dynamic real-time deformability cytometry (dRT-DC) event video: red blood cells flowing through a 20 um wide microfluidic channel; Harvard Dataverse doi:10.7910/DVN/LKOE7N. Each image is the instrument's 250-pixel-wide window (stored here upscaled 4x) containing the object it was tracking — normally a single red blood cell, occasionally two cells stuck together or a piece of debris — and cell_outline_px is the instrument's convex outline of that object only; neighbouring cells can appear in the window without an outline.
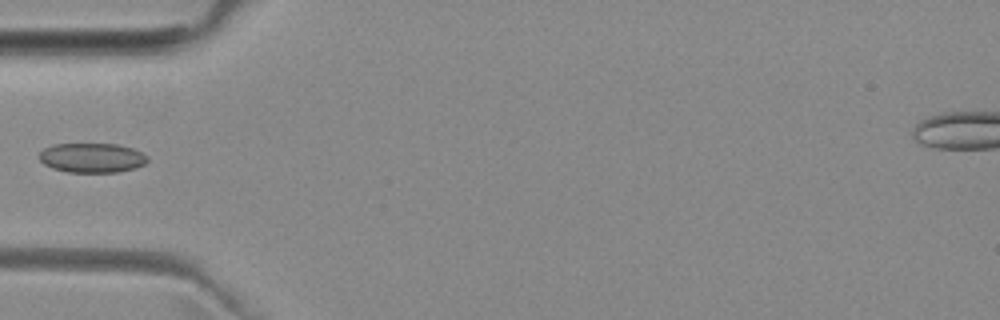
{"species": "common noctule bat (a hibernating species)", "species_latin": "Nyctalus noctula", "temperature_condition": "room temperature", "stored_images_in_passage": 2, "camera_frame_rate_fps": 3000, "um_per_image_px": 0.085, "animal": {"sex": "female", "body_mass_g": 29.2, "forearm_length_mm": 56.3}, "frame": {"image": 1, "passage_image": 1, "time_ms": 0.0, "image_size_px": [1000, 320], "cell_outline_px": [[148, 160], [144, 164], [136, 168], [116, 172], [68, 172], [52, 168], [44, 164], [40, 160], [40, 152], [44, 148], [52, 144], [116, 144], [132, 148], [148, 156]], "centroid_in_image_um": [7.81, 13.41], "position_along_channel_um": 77.2, "area_um2": 18.61}}
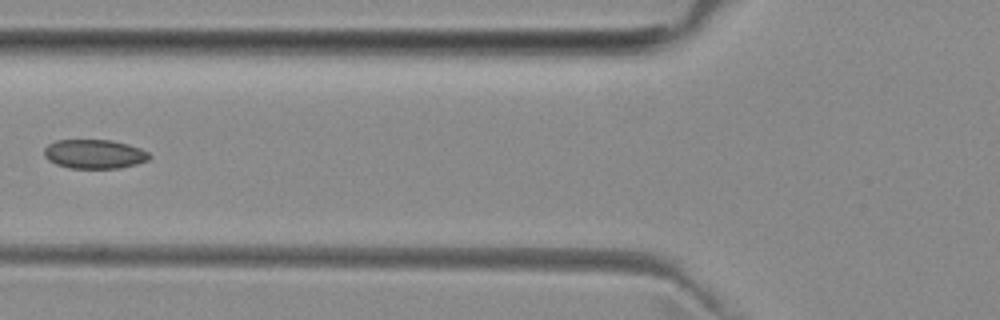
{"frame": {"image": 2, "passage_image": 2, "time_ms": 1.0, "image_size_px": [1000, 320], "cell_outline_px": [[152, 156], [148, 160], [136, 164], [120, 168], [68, 168], [56, 164], [48, 160], [44, 156], [44, 148], [48, 144], [56, 140], [112, 140], [128, 144], [140, 148], [148, 152]], "centroid_in_image_um": [8.02, 13.09], "position_along_channel_um": 117.8, "area_um2": 17.98}}